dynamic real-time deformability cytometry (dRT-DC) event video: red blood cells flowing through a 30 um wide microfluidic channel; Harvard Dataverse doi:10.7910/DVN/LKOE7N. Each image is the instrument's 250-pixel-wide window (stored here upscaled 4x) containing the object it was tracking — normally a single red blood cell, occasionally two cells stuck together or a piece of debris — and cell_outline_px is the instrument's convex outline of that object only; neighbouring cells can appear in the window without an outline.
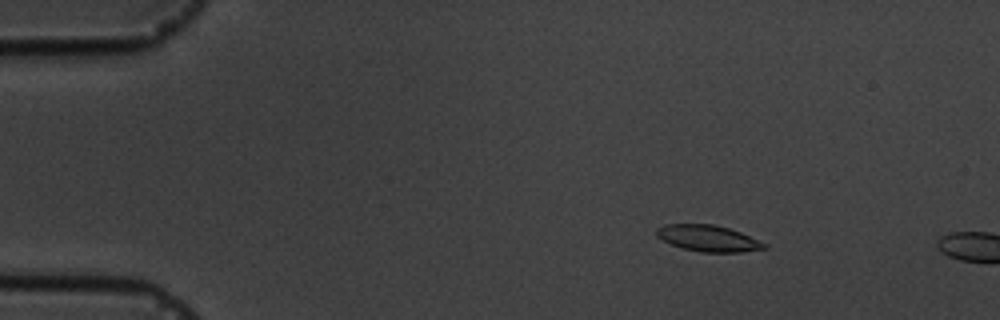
{"species": "common noctule bat (a hibernating species)", "species_latin": "Nyctalus noctula", "temperature_condition": "cold", "stored_images_in_passage": 2, "camera_frame_rate_fps": 3000, "um_per_image_px": 0.085, "animal": {"sex": "male", "body_mass_g": 19.5, "forearm_length_mm": 54.6}, "frame": {"image": 1, "passage_image": 1, "time_ms": 0.0, "image_size_px": [1000, 320], "cell_outline_px": [[768, 248], [740, 252], [700, 252], [684, 248], [672, 244], [656, 236], [656, 228], [664, 224], [712, 224], [728, 228], [740, 232], [768, 244]], "centroid_in_image_um": [60.21, 20.25], "position_along_channel_um": 24.8, "area_um2": 16.42}}